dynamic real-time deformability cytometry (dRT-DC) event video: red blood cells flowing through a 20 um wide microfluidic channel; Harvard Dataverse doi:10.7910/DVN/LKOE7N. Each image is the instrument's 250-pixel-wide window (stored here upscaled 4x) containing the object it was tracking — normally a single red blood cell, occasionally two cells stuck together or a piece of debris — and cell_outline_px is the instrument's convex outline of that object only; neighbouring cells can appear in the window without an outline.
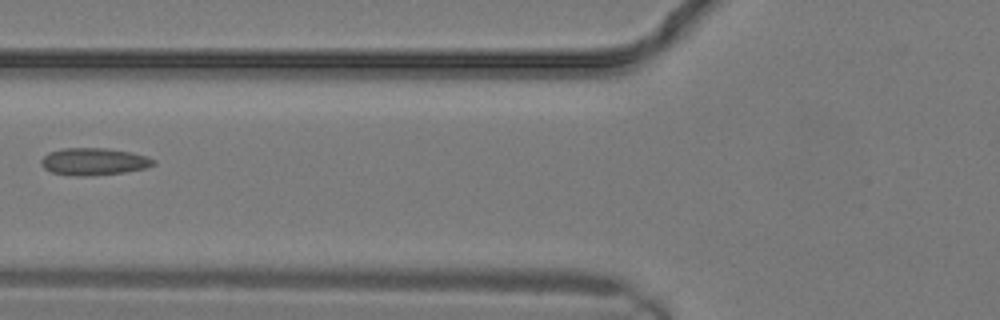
{"species": "common noctule bat (a hibernating species)", "species_latin": "Nyctalus noctula", "temperature_condition": "warm", "stored_images_in_passage": 15, "camera_frame_rate_fps": 3000, "um_per_image_px": 0.085, "animal": {"sex": "male", "body_mass_g": 19.2, "forearm_length_mm": 51.8}, "frame": {"image": 1, "passage_image": 11, "time_ms": 3.333, "image_size_px": [1000, 320], "cell_outline_px": [[156, 164], [144, 168], [124, 172], [88, 176], [76, 176], [52, 172], [44, 168], [40, 160], [48, 152], [64, 148], [108, 148], [128, 152], [144, 156], [156, 160]], "centroid_in_image_um": [7.95, 13.73], "position_along_channel_um": 117.8, "area_um2": 17.63}}
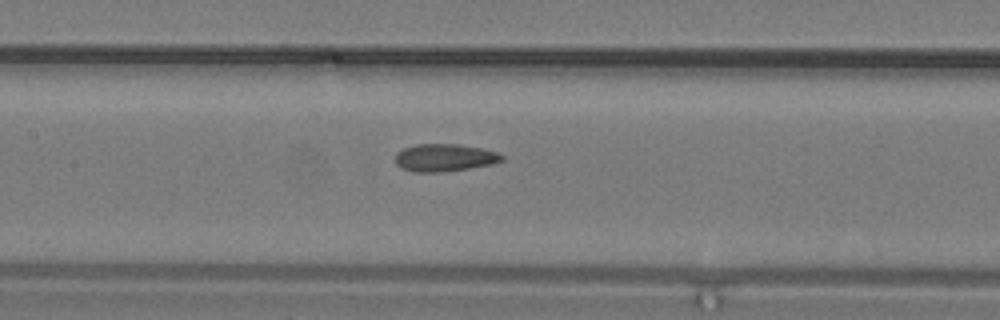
{"frame": {"image": 2, "passage_image": 13, "time_ms": 4.0, "image_size_px": [1000, 320], "cell_outline_px": [[504, 160], [492, 164], [468, 168], [440, 172], [412, 172], [400, 168], [396, 164], [396, 152], [404, 148], [416, 144], [456, 144], [480, 148], [496, 152], [504, 156]], "centroid_in_image_um": [37.75, 13.4], "position_along_channel_um": 169.6, "area_um2": 17.05}}
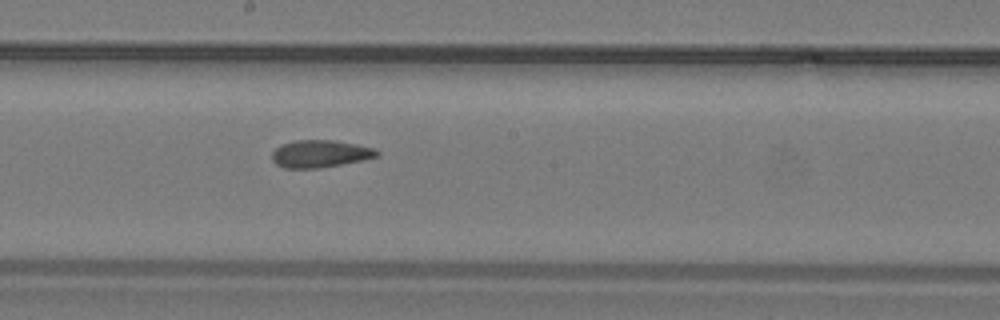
{"frame": {"image": 3, "passage_image": 15, "time_ms": 4.667, "image_size_px": [1000, 320], "cell_outline_px": [[380, 156], [364, 160], [320, 168], [284, 168], [276, 164], [272, 160], [272, 152], [280, 144], [296, 140], [332, 140], [356, 144], [372, 148], [380, 152]], "centroid_in_image_um": [27.21, 13.07], "position_along_channel_um": 221.0, "area_um2": 16.82}}